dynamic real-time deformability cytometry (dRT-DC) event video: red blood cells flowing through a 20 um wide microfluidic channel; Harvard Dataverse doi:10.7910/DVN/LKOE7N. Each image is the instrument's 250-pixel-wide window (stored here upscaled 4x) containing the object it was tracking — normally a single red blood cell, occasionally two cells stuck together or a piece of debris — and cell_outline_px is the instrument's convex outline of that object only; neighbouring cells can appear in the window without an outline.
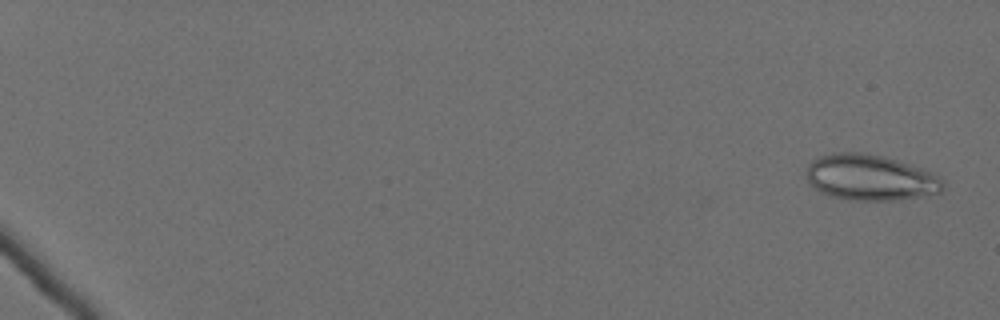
{"species": "Egyptian fruit bat (a non-hibernating species)", "species_latin": "Rousettus aegyptiacus", "temperature_condition": "cold", "stored_images_in_passage": 61, "camera_frame_rate_fps": 3000, "um_per_image_px": 0.085, "animal": {"sex": "female"}, "frame": {"image": 1, "passage_image": 3, "time_ms": 0.667, "image_size_px": [1000, 320], "cell_outline_px": [[944, 188], [940, 192], [900, 200], [856, 200], [832, 196], [812, 188], [808, 184], [808, 164], [816, 156], [832, 152], [860, 152], [884, 156], [932, 172], [944, 180]], "centroid_in_image_um": [73.96, 15.08], "position_along_channel_um": 11.0, "area_um2": 36.53}}
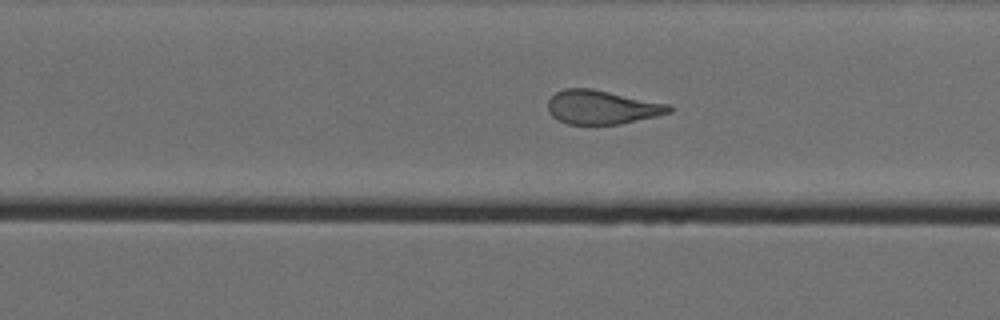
{"frame": {"image": 2, "passage_image": 43, "time_ms": 14.0, "image_size_px": [1000, 320], "cell_outline_px": [[672, 112], [656, 116], [620, 124], [568, 124], [552, 116], [548, 112], [548, 100], [556, 92], [564, 88], [592, 88], [668, 104], [672, 108]], "centroid_in_image_um": [51.14, 9.11], "position_along_channel_um": 278.7, "area_um2": 23.81}}
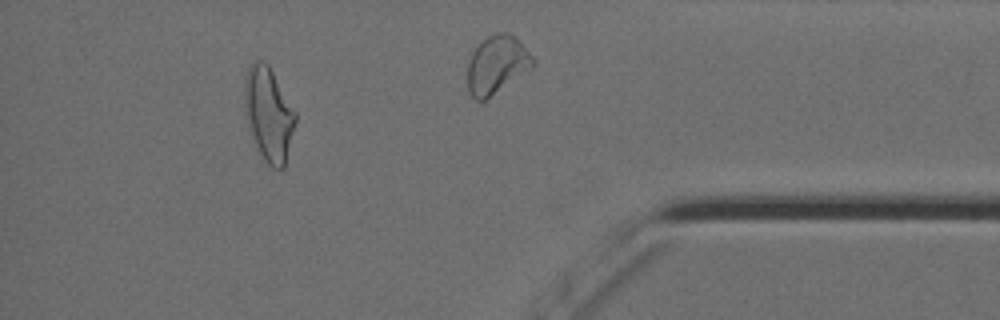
{"frame": {"image": 3, "passage_image": 57, "time_ms": 18.667, "image_size_px": [1000, 320], "cell_outline_px": [[296, 120], [284, 168], [268, 168], [260, 160], [248, 132], [244, 116], [244, 76], [248, 68], [256, 60], [264, 60], [268, 64], [296, 112]], "centroid_in_image_um": [22.78, 9.77], "position_along_channel_um": 412.4, "area_um2": 28.78}, "authors_computed_cell_mechanics": {"area_um2": 28.7844, "velocity_mm_per_s": 3.5565, "shape_relaxation_time_tau1_ms": null, "shape_relaxation_time_tau2_ms": 1.429, "deformation_change_tau1": null, "deformation_change_tau2": 0.1033}}